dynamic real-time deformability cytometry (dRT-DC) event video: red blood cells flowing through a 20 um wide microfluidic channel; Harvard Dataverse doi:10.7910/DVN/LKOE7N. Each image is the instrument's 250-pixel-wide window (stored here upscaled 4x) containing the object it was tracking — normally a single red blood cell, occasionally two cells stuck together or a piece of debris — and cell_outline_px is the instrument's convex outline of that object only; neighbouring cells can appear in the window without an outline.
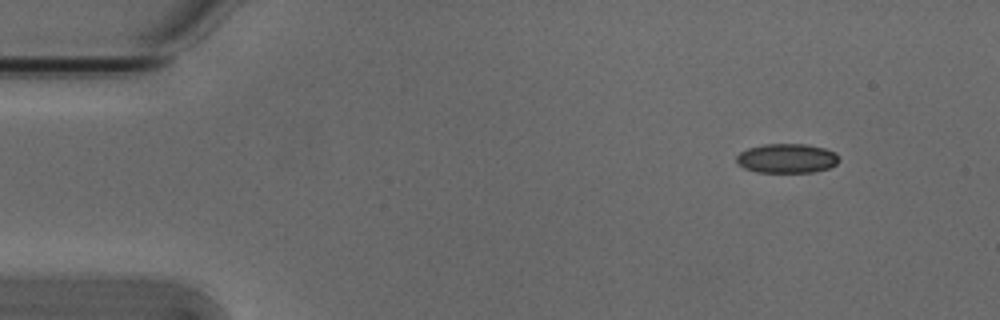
{"species": "Egyptian fruit bat (a non-hibernating species)", "species_latin": "Rousettus aegyptiacus", "temperature_condition": "cold", "stored_images_in_passage": 3, "camera_frame_rate_fps": 3000, "um_per_image_px": 0.085, "animal": {"sex": "male"}, "frame": {"image": 1, "passage_image": 1, "time_ms": 0.0, "image_size_px": [1000, 320], "cell_outline_px": [[840, 160], [836, 164], [828, 168], [812, 172], [756, 172], [744, 168], [736, 164], [736, 156], [740, 152], [748, 148], [764, 144], [808, 144], [824, 148], [836, 152]], "centroid_in_image_um": [66.87, 13.46], "position_along_channel_um": 18.1, "area_um2": 17.69}}
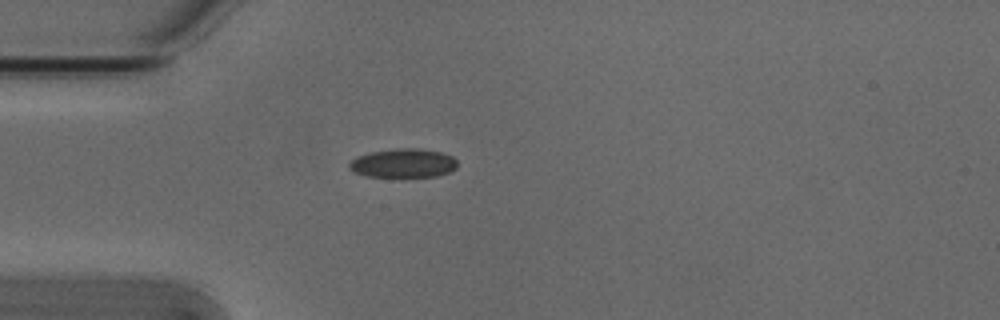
{"frame": {"image": 2, "passage_image": 3, "time_ms": 0.667, "image_size_px": [1000, 320], "cell_outline_px": [[456, 168], [448, 172], [436, 176], [364, 176], [352, 172], [348, 168], [348, 164], [356, 156], [372, 152], [396, 148], [416, 148], [440, 152], [452, 156], [456, 160]], "centroid_in_image_um": [34.23, 13.86], "position_along_channel_um": 50.8, "area_um2": 18.09}}